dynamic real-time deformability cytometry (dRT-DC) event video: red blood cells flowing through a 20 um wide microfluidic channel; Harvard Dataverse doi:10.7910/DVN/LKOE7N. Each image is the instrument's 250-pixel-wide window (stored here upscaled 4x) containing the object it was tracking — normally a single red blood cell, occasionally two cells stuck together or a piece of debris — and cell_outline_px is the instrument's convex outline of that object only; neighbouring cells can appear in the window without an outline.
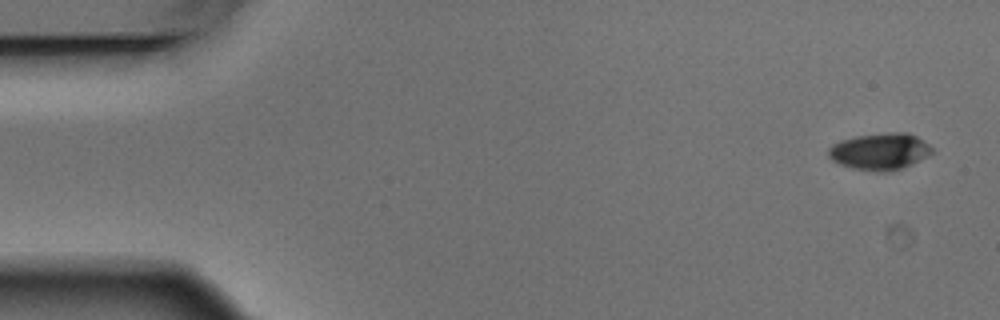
{"species": "Egyptian fruit bat (a non-hibernating species)", "species_latin": "Rousettus aegyptiacus", "temperature_condition": "warm", "stored_images_in_passage": 5, "camera_frame_rate_fps": 3000, "um_per_image_px": 0.085, "animal": {"sex": "male"}, "frame": {"image": 1, "passage_image": 1, "time_ms": 0.0, "image_size_px": [1000, 320], "cell_outline_px": [[932, 152], [900, 168], [888, 172], [880, 172], [852, 168], [840, 164], [832, 160], [828, 156], [828, 148], [832, 144], [840, 140], [856, 136], [888, 132], [908, 132], [916, 136], [928, 144], [932, 148]], "centroid_in_image_um": [74.72, 12.85], "position_along_channel_um": 10.3, "area_um2": 21.85}}
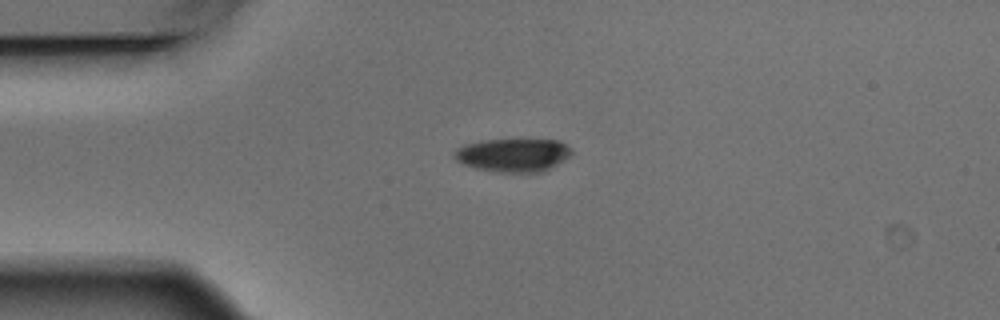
{"frame": {"image": 2, "passage_image": 4, "time_ms": 1.0, "image_size_px": [1000, 320], "cell_outline_px": [[572, 152], [568, 156], [556, 164], [540, 172], [500, 172], [476, 168], [464, 164], [456, 160], [452, 156], [452, 152], [456, 148], [464, 144], [484, 140], [560, 140], [568, 144], [572, 148]], "centroid_in_image_um": [43.58, 13.16], "position_along_channel_um": 41.4, "area_um2": 22.66}}